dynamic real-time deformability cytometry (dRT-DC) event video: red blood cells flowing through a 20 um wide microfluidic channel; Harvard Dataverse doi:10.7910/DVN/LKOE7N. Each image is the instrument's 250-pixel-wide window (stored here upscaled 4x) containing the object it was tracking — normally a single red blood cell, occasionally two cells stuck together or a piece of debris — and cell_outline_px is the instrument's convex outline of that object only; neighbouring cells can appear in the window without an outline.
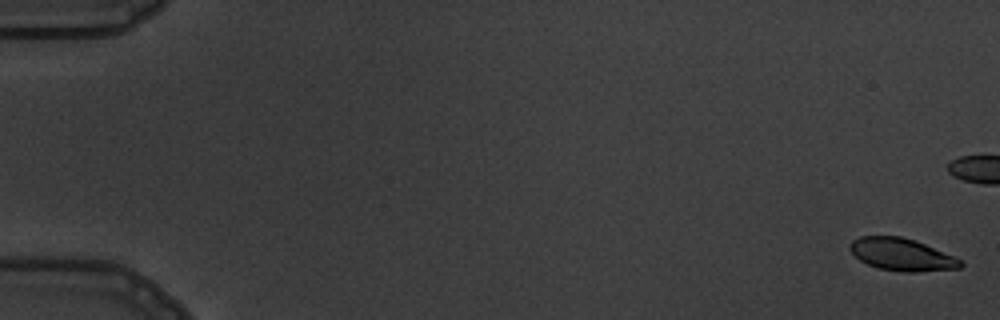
{"species": "common noctule bat (a hibernating species)", "species_latin": "Nyctalus noctula", "temperature_condition": "warm", "stored_images_in_passage": 9, "camera_frame_rate_fps": 3000, "um_per_image_px": 0.085, "animal": {"sex": "male", "body_mass_g": 19.5, "forearm_length_mm": 54.6}, "frame": {"image": 1, "passage_image": 1, "time_ms": 0.0, "image_size_px": [1000, 320], "cell_outline_px": [[964, 264], [960, 268], [912, 272], [904, 272], [880, 268], [868, 264], [860, 260], [848, 248], [852, 240], [860, 236], [900, 236], [924, 244], [952, 256], [960, 260]], "centroid_in_image_um": [76.61, 21.63], "position_along_channel_um": 8.4, "area_um2": 20.4}}